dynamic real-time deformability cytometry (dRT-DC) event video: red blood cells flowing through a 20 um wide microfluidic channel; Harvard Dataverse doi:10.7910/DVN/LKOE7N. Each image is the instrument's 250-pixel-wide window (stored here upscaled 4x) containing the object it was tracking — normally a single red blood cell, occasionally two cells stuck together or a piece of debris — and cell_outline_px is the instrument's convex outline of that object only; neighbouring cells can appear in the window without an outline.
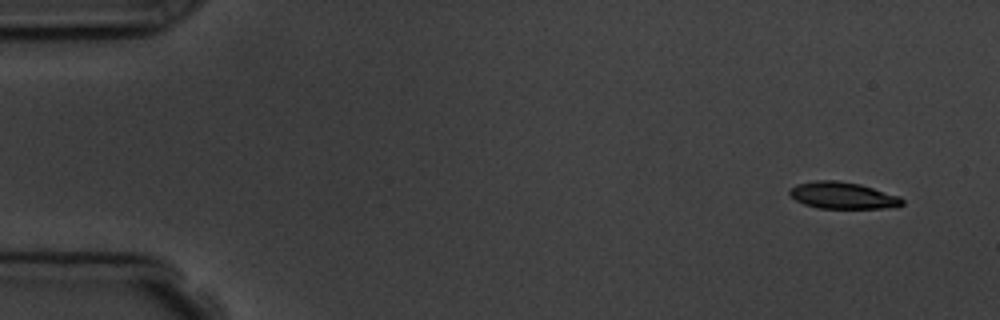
{"species": "common noctule bat (a hibernating species)", "species_latin": "Nyctalus noctula", "temperature_condition": "room temperature", "stored_images_in_passage": 8, "camera_frame_rate_fps": 3000, "um_per_image_px": 0.085, "animal": {"sex": "male", "body_mass_g": 19.5, "forearm_length_mm": 54.6}, "frame": {"image": 1, "passage_image": 1, "time_ms": 0.0, "image_size_px": [1000, 320], "cell_outline_px": [[904, 204], [896, 208], [820, 208], [804, 204], [796, 200], [788, 192], [788, 188], [796, 184], [816, 180], [836, 180], [860, 184], [900, 196], [904, 200]], "centroid_in_image_um": [71.65, 16.61], "position_along_channel_um": 13.3, "area_um2": 17.69}}
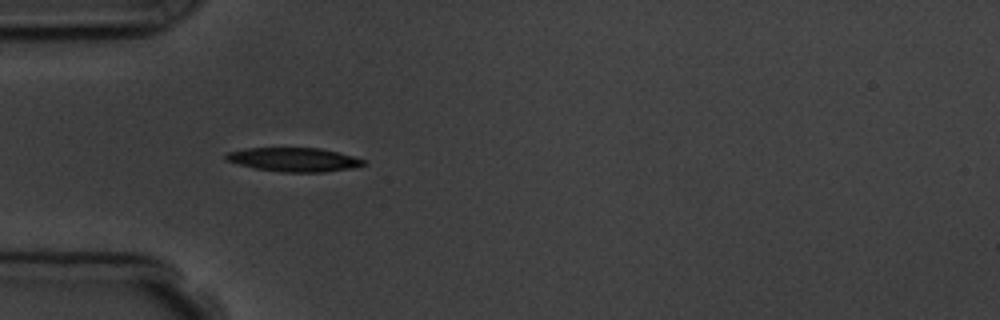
{"frame": {"image": 2, "passage_image": 5, "time_ms": 4.333, "image_size_px": [1000, 320], "cell_outline_px": [[364, 164], [352, 168], [324, 172], [280, 172], [256, 168], [224, 160], [224, 156], [228, 152], [248, 148], [320, 148], [352, 156], [364, 160]], "centroid_in_image_um": [24.95, 13.57], "position_along_channel_um": 60.0, "area_um2": 18.9}}